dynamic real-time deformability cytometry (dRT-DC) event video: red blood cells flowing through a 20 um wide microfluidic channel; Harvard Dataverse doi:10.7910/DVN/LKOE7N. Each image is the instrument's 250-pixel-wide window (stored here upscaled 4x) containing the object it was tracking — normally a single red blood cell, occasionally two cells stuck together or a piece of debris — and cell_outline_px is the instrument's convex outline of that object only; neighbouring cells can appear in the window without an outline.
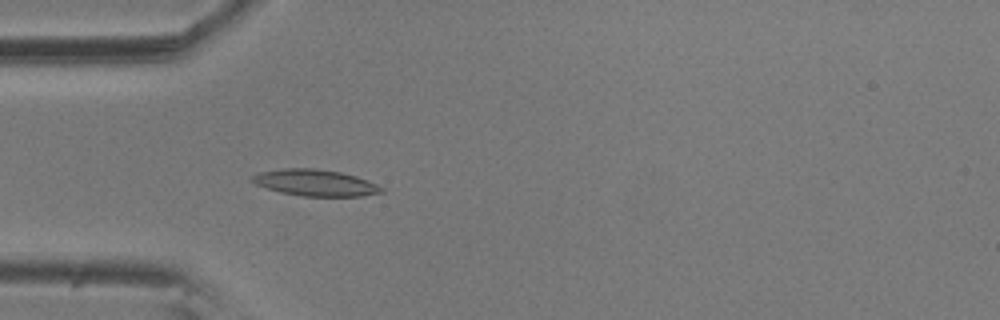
{"species": "common noctule bat (a hibernating species)", "species_latin": "Nyctalus noctula", "temperature_condition": "room temperature", "stored_images_in_passage": 3, "camera_frame_rate_fps": 3000, "um_per_image_px": 0.085, "animal": {"sex": "male", "body_mass_g": 20.5, "forearm_length_mm": 52.5}, "frame": {"image": 1, "passage_image": 3, "time_ms": 0.667, "image_size_px": [1000, 320], "cell_outline_px": [[384, 192], [364, 196], [300, 196], [280, 192], [256, 184], [252, 180], [252, 176], [260, 172], [284, 168], [316, 168], [340, 172], [356, 176], [368, 180], [384, 188]], "centroid_in_image_um": [26.84, 15.53], "position_along_channel_um": 58.2, "area_um2": 19.88}}